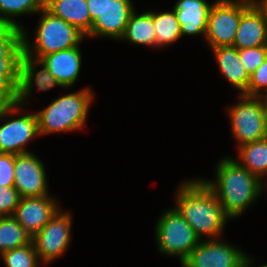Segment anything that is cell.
Here are the masks:
<instances>
[{
    "instance_id": "cell-28",
    "label": "cell",
    "mask_w": 267,
    "mask_h": 267,
    "mask_svg": "<svg viewBox=\"0 0 267 267\" xmlns=\"http://www.w3.org/2000/svg\"><path fill=\"white\" fill-rule=\"evenodd\" d=\"M241 63L251 75L267 58V45L238 49Z\"/></svg>"
},
{
    "instance_id": "cell-32",
    "label": "cell",
    "mask_w": 267,
    "mask_h": 267,
    "mask_svg": "<svg viewBox=\"0 0 267 267\" xmlns=\"http://www.w3.org/2000/svg\"><path fill=\"white\" fill-rule=\"evenodd\" d=\"M110 1L111 0H86L88 11L91 17V27L93 22L104 11Z\"/></svg>"
},
{
    "instance_id": "cell-4",
    "label": "cell",
    "mask_w": 267,
    "mask_h": 267,
    "mask_svg": "<svg viewBox=\"0 0 267 267\" xmlns=\"http://www.w3.org/2000/svg\"><path fill=\"white\" fill-rule=\"evenodd\" d=\"M41 12L43 14L34 42V52L37 55L35 61L42 56L76 47L86 36L73 25L50 13L45 7Z\"/></svg>"
},
{
    "instance_id": "cell-9",
    "label": "cell",
    "mask_w": 267,
    "mask_h": 267,
    "mask_svg": "<svg viewBox=\"0 0 267 267\" xmlns=\"http://www.w3.org/2000/svg\"><path fill=\"white\" fill-rule=\"evenodd\" d=\"M58 210L52 219L33 237L37 255L49 263L65 251L70 242L71 217Z\"/></svg>"
},
{
    "instance_id": "cell-12",
    "label": "cell",
    "mask_w": 267,
    "mask_h": 267,
    "mask_svg": "<svg viewBox=\"0 0 267 267\" xmlns=\"http://www.w3.org/2000/svg\"><path fill=\"white\" fill-rule=\"evenodd\" d=\"M39 134L36 114H28L17 119H10L0 126V153H29L23 147L35 135Z\"/></svg>"
},
{
    "instance_id": "cell-26",
    "label": "cell",
    "mask_w": 267,
    "mask_h": 267,
    "mask_svg": "<svg viewBox=\"0 0 267 267\" xmlns=\"http://www.w3.org/2000/svg\"><path fill=\"white\" fill-rule=\"evenodd\" d=\"M7 267H38V255L33 243L1 254Z\"/></svg>"
},
{
    "instance_id": "cell-23",
    "label": "cell",
    "mask_w": 267,
    "mask_h": 267,
    "mask_svg": "<svg viewBox=\"0 0 267 267\" xmlns=\"http://www.w3.org/2000/svg\"><path fill=\"white\" fill-rule=\"evenodd\" d=\"M239 155L243 160L239 163L260 180L267 175V137L241 145Z\"/></svg>"
},
{
    "instance_id": "cell-27",
    "label": "cell",
    "mask_w": 267,
    "mask_h": 267,
    "mask_svg": "<svg viewBox=\"0 0 267 267\" xmlns=\"http://www.w3.org/2000/svg\"><path fill=\"white\" fill-rule=\"evenodd\" d=\"M20 71H0V107L17 104Z\"/></svg>"
},
{
    "instance_id": "cell-8",
    "label": "cell",
    "mask_w": 267,
    "mask_h": 267,
    "mask_svg": "<svg viewBox=\"0 0 267 267\" xmlns=\"http://www.w3.org/2000/svg\"><path fill=\"white\" fill-rule=\"evenodd\" d=\"M214 239L199 242L181 261L182 267H244L248 257L242 251Z\"/></svg>"
},
{
    "instance_id": "cell-35",
    "label": "cell",
    "mask_w": 267,
    "mask_h": 267,
    "mask_svg": "<svg viewBox=\"0 0 267 267\" xmlns=\"http://www.w3.org/2000/svg\"><path fill=\"white\" fill-rule=\"evenodd\" d=\"M263 99V106H264V114H265V128L267 133V95L261 96Z\"/></svg>"
},
{
    "instance_id": "cell-19",
    "label": "cell",
    "mask_w": 267,
    "mask_h": 267,
    "mask_svg": "<svg viewBox=\"0 0 267 267\" xmlns=\"http://www.w3.org/2000/svg\"><path fill=\"white\" fill-rule=\"evenodd\" d=\"M212 49L225 78L241 90V94L246 95L250 75L241 63L238 49L233 46H219Z\"/></svg>"
},
{
    "instance_id": "cell-6",
    "label": "cell",
    "mask_w": 267,
    "mask_h": 267,
    "mask_svg": "<svg viewBox=\"0 0 267 267\" xmlns=\"http://www.w3.org/2000/svg\"><path fill=\"white\" fill-rule=\"evenodd\" d=\"M159 251L168 255H179L180 262L200 242L191 226L176 208L166 211L156 227Z\"/></svg>"
},
{
    "instance_id": "cell-7",
    "label": "cell",
    "mask_w": 267,
    "mask_h": 267,
    "mask_svg": "<svg viewBox=\"0 0 267 267\" xmlns=\"http://www.w3.org/2000/svg\"><path fill=\"white\" fill-rule=\"evenodd\" d=\"M240 97L241 102L229 111L233 135L239 146L267 137L263 98L244 94Z\"/></svg>"
},
{
    "instance_id": "cell-34",
    "label": "cell",
    "mask_w": 267,
    "mask_h": 267,
    "mask_svg": "<svg viewBox=\"0 0 267 267\" xmlns=\"http://www.w3.org/2000/svg\"><path fill=\"white\" fill-rule=\"evenodd\" d=\"M253 3L263 13L264 18H265L266 23H267V0H261L260 2H255L253 0Z\"/></svg>"
},
{
    "instance_id": "cell-13",
    "label": "cell",
    "mask_w": 267,
    "mask_h": 267,
    "mask_svg": "<svg viewBox=\"0 0 267 267\" xmlns=\"http://www.w3.org/2000/svg\"><path fill=\"white\" fill-rule=\"evenodd\" d=\"M26 38L25 31L23 30V48L24 54L20 58V73H19V87H18V98L17 104H22L25 97H28L33 81L36 83V86L43 91L49 90L55 86L62 85L57 81V79L49 72V70L42 65V69L36 72L35 63L33 62V56L31 47ZM36 74V75H35Z\"/></svg>"
},
{
    "instance_id": "cell-14",
    "label": "cell",
    "mask_w": 267,
    "mask_h": 267,
    "mask_svg": "<svg viewBox=\"0 0 267 267\" xmlns=\"http://www.w3.org/2000/svg\"><path fill=\"white\" fill-rule=\"evenodd\" d=\"M133 11L131 0H111L93 22L90 36L103 35L121 39Z\"/></svg>"
},
{
    "instance_id": "cell-21",
    "label": "cell",
    "mask_w": 267,
    "mask_h": 267,
    "mask_svg": "<svg viewBox=\"0 0 267 267\" xmlns=\"http://www.w3.org/2000/svg\"><path fill=\"white\" fill-rule=\"evenodd\" d=\"M122 38L132 43L156 46V35L152 21V12L136 15L131 13Z\"/></svg>"
},
{
    "instance_id": "cell-3",
    "label": "cell",
    "mask_w": 267,
    "mask_h": 267,
    "mask_svg": "<svg viewBox=\"0 0 267 267\" xmlns=\"http://www.w3.org/2000/svg\"><path fill=\"white\" fill-rule=\"evenodd\" d=\"M93 96L89 89L64 95L36 113L39 134L83 128Z\"/></svg>"
},
{
    "instance_id": "cell-36",
    "label": "cell",
    "mask_w": 267,
    "mask_h": 267,
    "mask_svg": "<svg viewBox=\"0 0 267 267\" xmlns=\"http://www.w3.org/2000/svg\"><path fill=\"white\" fill-rule=\"evenodd\" d=\"M252 262H251V260L248 258V260H247V264L244 266V267H250ZM261 267H267V265H262Z\"/></svg>"
},
{
    "instance_id": "cell-30",
    "label": "cell",
    "mask_w": 267,
    "mask_h": 267,
    "mask_svg": "<svg viewBox=\"0 0 267 267\" xmlns=\"http://www.w3.org/2000/svg\"><path fill=\"white\" fill-rule=\"evenodd\" d=\"M265 87L264 95H267V58L265 61L250 75L248 87L246 90L247 96L261 97L259 90Z\"/></svg>"
},
{
    "instance_id": "cell-17",
    "label": "cell",
    "mask_w": 267,
    "mask_h": 267,
    "mask_svg": "<svg viewBox=\"0 0 267 267\" xmlns=\"http://www.w3.org/2000/svg\"><path fill=\"white\" fill-rule=\"evenodd\" d=\"M211 6L205 0H179L174 11L181 35H205Z\"/></svg>"
},
{
    "instance_id": "cell-31",
    "label": "cell",
    "mask_w": 267,
    "mask_h": 267,
    "mask_svg": "<svg viewBox=\"0 0 267 267\" xmlns=\"http://www.w3.org/2000/svg\"><path fill=\"white\" fill-rule=\"evenodd\" d=\"M15 155L0 153V186H14Z\"/></svg>"
},
{
    "instance_id": "cell-29",
    "label": "cell",
    "mask_w": 267,
    "mask_h": 267,
    "mask_svg": "<svg viewBox=\"0 0 267 267\" xmlns=\"http://www.w3.org/2000/svg\"><path fill=\"white\" fill-rule=\"evenodd\" d=\"M20 199L21 197L14 186H0V216L14 215Z\"/></svg>"
},
{
    "instance_id": "cell-15",
    "label": "cell",
    "mask_w": 267,
    "mask_h": 267,
    "mask_svg": "<svg viewBox=\"0 0 267 267\" xmlns=\"http://www.w3.org/2000/svg\"><path fill=\"white\" fill-rule=\"evenodd\" d=\"M37 63L45 66L62 87L71 86L81 68V53L78 46L42 56Z\"/></svg>"
},
{
    "instance_id": "cell-2",
    "label": "cell",
    "mask_w": 267,
    "mask_h": 267,
    "mask_svg": "<svg viewBox=\"0 0 267 267\" xmlns=\"http://www.w3.org/2000/svg\"><path fill=\"white\" fill-rule=\"evenodd\" d=\"M176 200V209L199 239L204 234L212 237L220 236L229 217L203 180L184 182L178 189Z\"/></svg>"
},
{
    "instance_id": "cell-5",
    "label": "cell",
    "mask_w": 267,
    "mask_h": 267,
    "mask_svg": "<svg viewBox=\"0 0 267 267\" xmlns=\"http://www.w3.org/2000/svg\"><path fill=\"white\" fill-rule=\"evenodd\" d=\"M253 0H217L212 4L206 29V40L212 48L233 46L242 13Z\"/></svg>"
},
{
    "instance_id": "cell-16",
    "label": "cell",
    "mask_w": 267,
    "mask_h": 267,
    "mask_svg": "<svg viewBox=\"0 0 267 267\" xmlns=\"http://www.w3.org/2000/svg\"><path fill=\"white\" fill-rule=\"evenodd\" d=\"M267 45V23L263 13L252 3L241 15L233 47L245 49Z\"/></svg>"
},
{
    "instance_id": "cell-20",
    "label": "cell",
    "mask_w": 267,
    "mask_h": 267,
    "mask_svg": "<svg viewBox=\"0 0 267 267\" xmlns=\"http://www.w3.org/2000/svg\"><path fill=\"white\" fill-rule=\"evenodd\" d=\"M23 29L0 24V71H20Z\"/></svg>"
},
{
    "instance_id": "cell-22",
    "label": "cell",
    "mask_w": 267,
    "mask_h": 267,
    "mask_svg": "<svg viewBox=\"0 0 267 267\" xmlns=\"http://www.w3.org/2000/svg\"><path fill=\"white\" fill-rule=\"evenodd\" d=\"M33 243V237L12 216H0V252L1 254Z\"/></svg>"
},
{
    "instance_id": "cell-18",
    "label": "cell",
    "mask_w": 267,
    "mask_h": 267,
    "mask_svg": "<svg viewBox=\"0 0 267 267\" xmlns=\"http://www.w3.org/2000/svg\"><path fill=\"white\" fill-rule=\"evenodd\" d=\"M43 4L50 13L90 36L91 17L86 0H43Z\"/></svg>"
},
{
    "instance_id": "cell-1",
    "label": "cell",
    "mask_w": 267,
    "mask_h": 267,
    "mask_svg": "<svg viewBox=\"0 0 267 267\" xmlns=\"http://www.w3.org/2000/svg\"><path fill=\"white\" fill-rule=\"evenodd\" d=\"M216 173V183L204 182L218 198L229 218L241 215L262 192V180L237 160L228 157L222 159Z\"/></svg>"
},
{
    "instance_id": "cell-24",
    "label": "cell",
    "mask_w": 267,
    "mask_h": 267,
    "mask_svg": "<svg viewBox=\"0 0 267 267\" xmlns=\"http://www.w3.org/2000/svg\"><path fill=\"white\" fill-rule=\"evenodd\" d=\"M152 21L156 35V47L168 45L182 36L174 9L172 12L159 14L152 12Z\"/></svg>"
},
{
    "instance_id": "cell-11",
    "label": "cell",
    "mask_w": 267,
    "mask_h": 267,
    "mask_svg": "<svg viewBox=\"0 0 267 267\" xmlns=\"http://www.w3.org/2000/svg\"><path fill=\"white\" fill-rule=\"evenodd\" d=\"M56 205L55 200L48 195L24 197L20 199L13 216L34 237L56 214Z\"/></svg>"
},
{
    "instance_id": "cell-25",
    "label": "cell",
    "mask_w": 267,
    "mask_h": 267,
    "mask_svg": "<svg viewBox=\"0 0 267 267\" xmlns=\"http://www.w3.org/2000/svg\"><path fill=\"white\" fill-rule=\"evenodd\" d=\"M43 8V0H0V24L22 29L10 16L36 13Z\"/></svg>"
},
{
    "instance_id": "cell-10",
    "label": "cell",
    "mask_w": 267,
    "mask_h": 267,
    "mask_svg": "<svg viewBox=\"0 0 267 267\" xmlns=\"http://www.w3.org/2000/svg\"><path fill=\"white\" fill-rule=\"evenodd\" d=\"M43 163L31 152L15 155L14 188L21 198L47 196Z\"/></svg>"
},
{
    "instance_id": "cell-33",
    "label": "cell",
    "mask_w": 267,
    "mask_h": 267,
    "mask_svg": "<svg viewBox=\"0 0 267 267\" xmlns=\"http://www.w3.org/2000/svg\"><path fill=\"white\" fill-rule=\"evenodd\" d=\"M20 108V104H14V105H11V106H7V107H0V119L2 120V117H5V115L7 114H10L12 115L13 112H17ZM17 110V111H16Z\"/></svg>"
}]
</instances>
